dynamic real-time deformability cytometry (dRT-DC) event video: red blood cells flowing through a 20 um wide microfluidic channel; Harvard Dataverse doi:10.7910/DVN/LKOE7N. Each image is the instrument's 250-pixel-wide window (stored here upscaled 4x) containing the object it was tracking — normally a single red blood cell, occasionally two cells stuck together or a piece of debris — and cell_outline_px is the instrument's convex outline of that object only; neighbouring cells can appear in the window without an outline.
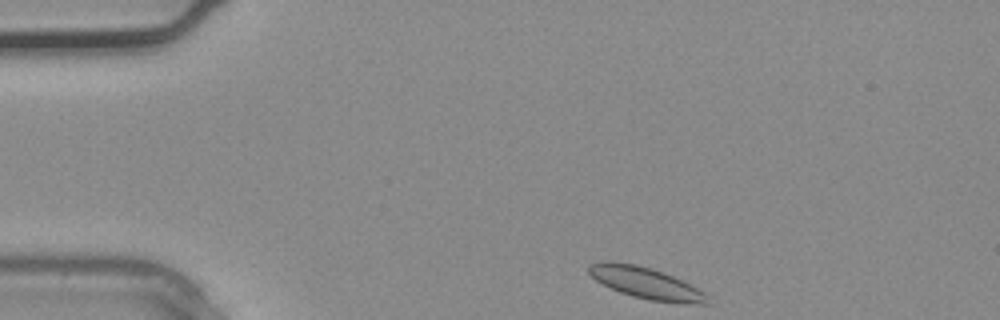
{"species": "common noctule bat (a hibernating species)", "species_latin": "Nyctalus noctula", "temperature_condition": "warm", "stored_images_in_passage": 2, "camera_frame_rate_fps": 3000, "um_per_image_px": 0.085, "animal": {"sex": "male", "body_mass_g": 20.4}, "frame": {"image": 1, "passage_image": 1, "time_ms": 0.0, "image_size_px": [1000, 320], "cell_outline_px": [[708, 304], [688, 304], [652, 300], [632, 296], [620, 292], [596, 280], [588, 272], [588, 264], [604, 260], [608, 260], [636, 264], [652, 268], [672, 276], [704, 292], [708, 296]], "centroid_in_image_um": [54.87, 24.04], "position_along_channel_um": 30.1, "area_um2": 21.56}}